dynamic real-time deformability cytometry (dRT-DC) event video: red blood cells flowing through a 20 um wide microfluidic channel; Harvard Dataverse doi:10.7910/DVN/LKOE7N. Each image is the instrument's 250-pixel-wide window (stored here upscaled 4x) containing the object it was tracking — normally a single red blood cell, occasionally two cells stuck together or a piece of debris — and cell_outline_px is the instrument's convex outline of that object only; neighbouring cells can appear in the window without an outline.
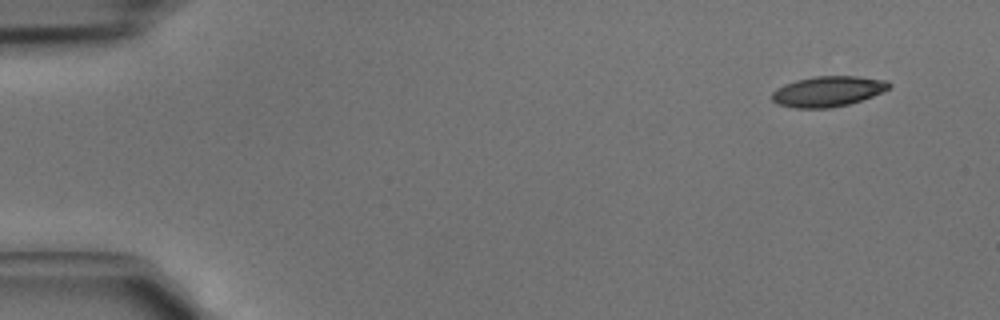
{"species": "common noctule bat (a hibernating species)", "species_latin": "Nyctalus noctula", "temperature_condition": "cold", "stored_images_in_passage": 3, "camera_frame_rate_fps": 3000, "um_per_image_px": 0.085, "animal": {"sex": "male", "body_mass_g": 15.6}, "frame": {"image": 1, "passage_image": 1, "time_ms": 0.0, "image_size_px": [1000, 320], "cell_outline_px": [[892, 84], [888, 88], [872, 96], [848, 104], [828, 108], [796, 108], [780, 104], [772, 100], [772, 92], [776, 88], [784, 84], [796, 80], [816, 76], [856, 76], [888, 80]], "centroid_in_image_um": [70.36, 7.75], "position_along_channel_um": 14.6, "area_um2": 20.58}}
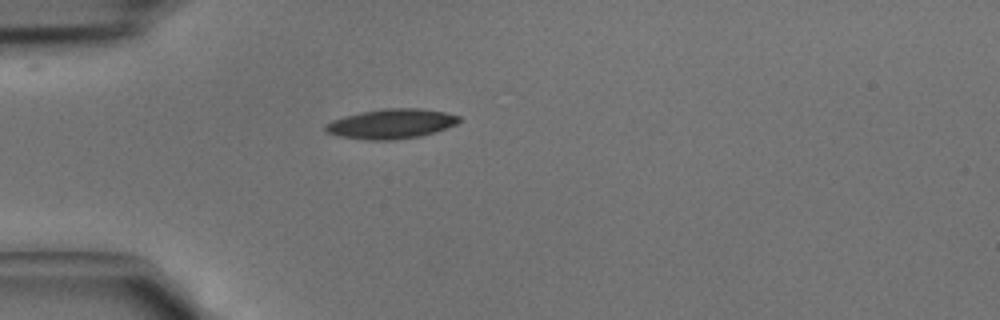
{"frame": {"image": 2, "passage_image": 3, "time_ms": 0.667, "image_size_px": [1000, 320], "cell_outline_px": [[460, 120], [456, 124], [436, 132], [420, 136], [392, 140], [364, 140], [340, 136], [324, 132], [324, 124], [332, 120], [344, 116], [360, 112], [384, 108], [420, 108], [444, 112], [460, 116]], "centroid_in_image_um": [33.22, 10.52], "position_along_channel_um": 51.8, "area_um2": 23.29}}